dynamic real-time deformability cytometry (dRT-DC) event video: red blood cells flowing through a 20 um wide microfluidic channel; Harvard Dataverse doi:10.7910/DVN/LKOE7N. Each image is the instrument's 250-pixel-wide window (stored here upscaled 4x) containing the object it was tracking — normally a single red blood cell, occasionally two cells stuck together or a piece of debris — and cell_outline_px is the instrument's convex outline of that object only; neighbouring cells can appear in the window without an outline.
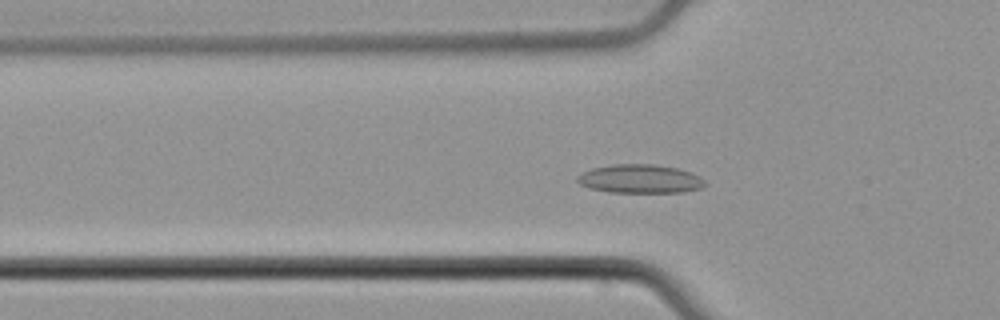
{"species": "common noctule bat (a hibernating species)", "species_latin": "Nyctalus noctula", "temperature_condition": "cold", "stored_images_in_passage": 55, "camera_frame_rate_fps": 3000, "um_per_image_px": 0.085, "animal": {"sex": "male", "body_mass_g": 21.5, "forearm_length_mm": 52.0}, "frame": {"image": 1, "passage_image": 18, "time_ms": 5.667, "image_size_px": [1000, 320], "cell_outline_px": [[708, 184], [700, 188], [684, 192], [608, 192], [592, 188], [580, 184], [576, 180], [576, 176], [592, 168], [612, 164], [652, 164], [676, 168], [692, 172], [700, 176]], "centroid_in_image_um": [54.43, 15.2], "position_along_channel_um": 71.4, "area_um2": 21.33}}
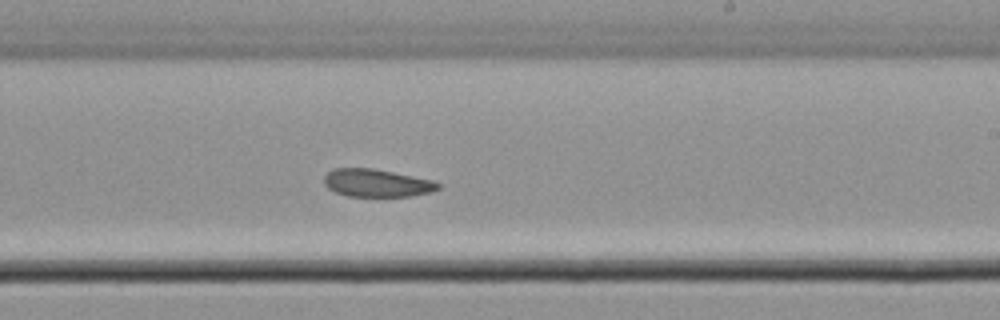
{"frame": {"image": 2, "passage_image": 33, "time_ms": 10.667, "image_size_px": [1000, 320], "cell_outline_px": [[440, 188], [432, 192], [408, 196], [348, 196], [336, 192], [328, 188], [324, 184], [324, 176], [332, 168], [372, 168], [432, 180], [440, 184]], "centroid_in_image_um": [32.0, 15.55], "position_along_channel_um": 257.0, "area_um2": 18.32}}
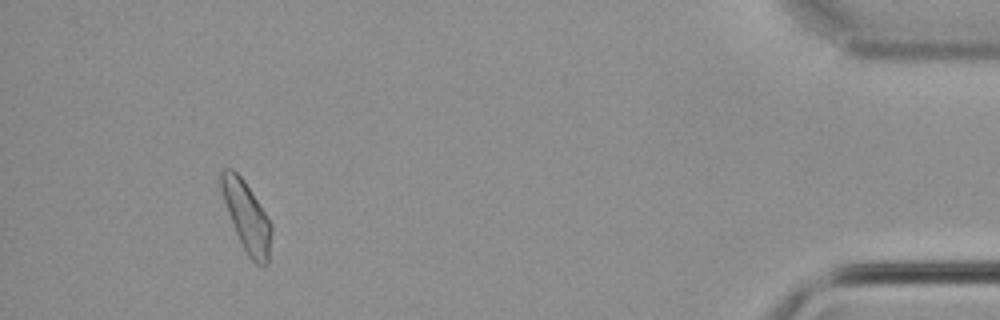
{"frame": {"image": 3, "passage_image": 51, "time_ms": 16.667, "image_size_px": [1000, 320], "cell_outline_px": [[272, 232], [268, 264], [264, 268], [256, 264], [248, 256], [236, 232], [228, 212], [220, 188], [220, 172], [224, 168], [232, 168], [244, 180], [272, 224]], "centroid_in_image_um": [20.98, 18.43], "position_along_channel_um": 414.2, "area_um2": 20.23}}